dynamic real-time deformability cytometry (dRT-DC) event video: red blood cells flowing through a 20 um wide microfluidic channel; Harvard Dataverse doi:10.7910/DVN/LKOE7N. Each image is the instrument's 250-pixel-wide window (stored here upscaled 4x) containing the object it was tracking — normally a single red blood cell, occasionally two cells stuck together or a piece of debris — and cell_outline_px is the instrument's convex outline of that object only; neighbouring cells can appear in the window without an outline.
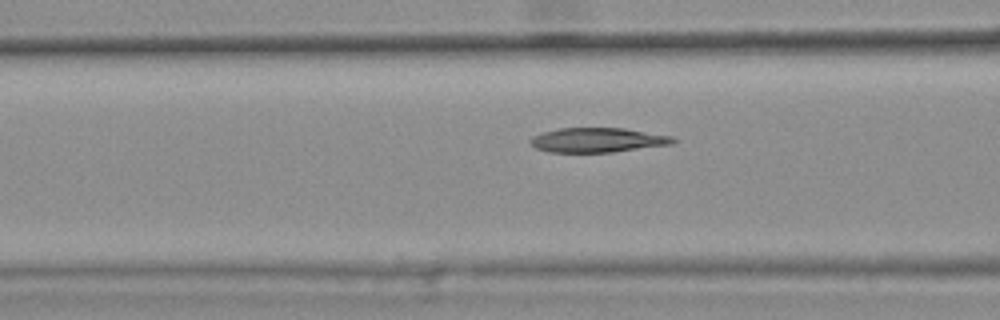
{"species": "common noctule bat (a hibernating species)", "species_latin": "Nyctalus noctula", "temperature_condition": "warm", "stored_images_in_passage": 6, "segment_of_instrument_passage": [2, 2], "camera_frame_rate_fps": 3000, "um_per_image_px": 0.085, "animal": {"sex": "female", "body_mass_g": 25.1}, "frame": {"image": 1, "passage_image": 6, "time_ms": 1.667, "image_size_px": [1000, 320], "cell_outline_px": [[680, 140], [672, 144], [612, 152], [548, 152], [536, 148], [528, 140], [532, 136], [544, 132], [560, 128], [624, 128], [672, 136]], "centroid_in_image_um": [50.82, 11.9], "position_along_channel_um": 115.8, "area_um2": 20.4}}